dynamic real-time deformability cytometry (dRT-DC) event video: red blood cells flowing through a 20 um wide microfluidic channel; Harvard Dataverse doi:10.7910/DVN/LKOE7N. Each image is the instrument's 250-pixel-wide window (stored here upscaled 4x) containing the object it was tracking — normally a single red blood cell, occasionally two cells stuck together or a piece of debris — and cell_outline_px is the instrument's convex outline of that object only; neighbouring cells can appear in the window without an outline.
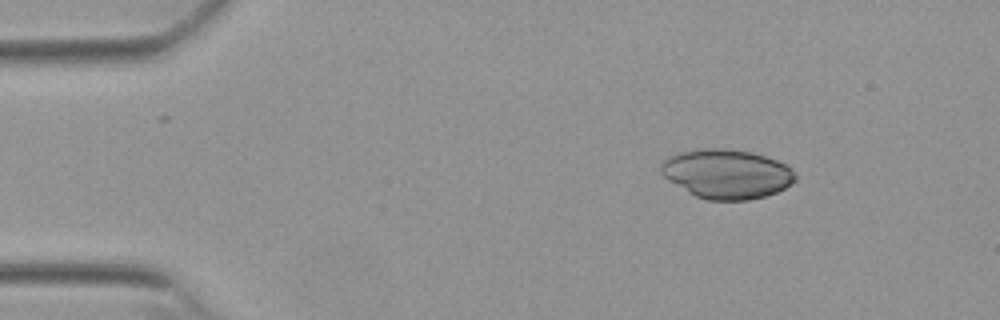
{"species": "Egyptian fruit bat (a non-hibernating species)", "species_latin": "Rousettus aegyptiacus", "temperature_condition": "warm", "stored_images_in_passage": 52, "camera_frame_rate_fps": 3000, "um_per_image_px": 0.085, "animal": {"sex": "female"}, "frame": {"image": 1, "passage_image": 7, "time_ms": 2.0, "image_size_px": [1000, 320], "cell_outline_px": [[796, 180], [792, 184], [776, 192], [764, 196], [748, 200], [708, 200], [696, 196], [688, 192], [668, 180], [660, 172], [660, 164], [664, 160], [680, 152], [704, 148], [724, 148], [752, 152], [776, 160], [792, 168], [796, 176]], "centroid_in_image_um": [61.77, 14.78], "position_along_channel_um": 23.2, "area_um2": 38.49}}